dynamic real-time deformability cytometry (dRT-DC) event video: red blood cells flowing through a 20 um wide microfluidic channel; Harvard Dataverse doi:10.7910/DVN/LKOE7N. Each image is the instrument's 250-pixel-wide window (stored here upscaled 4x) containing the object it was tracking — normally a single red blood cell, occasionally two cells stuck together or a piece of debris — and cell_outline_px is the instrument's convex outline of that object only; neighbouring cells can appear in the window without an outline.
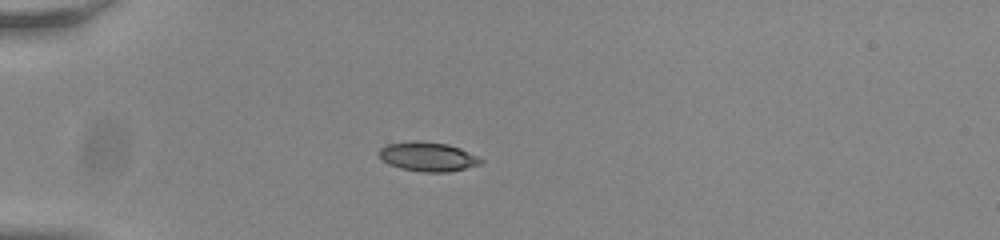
{"species": "common noctule bat (a hibernating species)", "species_latin": "Nyctalus noctula", "temperature_condition": "room temperature", "stored_images_in_passage": 40, "camera_frame_rate_fps": 3000, "um_per_image_px": 0.085, "animal": {"sex": "male", "body_mass_g": 20.0, "forearm_length_mm": 53.3}, "frame": {"image": 1, "passage_image": 1, "time_ms": 0.0, "image_size_px": [1000, 240], "cell_outline_px": [[484, 160], [480, 164], [448, 172], [420, 172], [400, 168], [388, 164], [380, 156], [380, 148], [388, 144], [412, 140], [420, 140], [448, 144], [460, 148]], "centroid_in_image_um": [36.35, 13.31], "position_along_channel_um": 48.6, "area_um2": 17.28}}
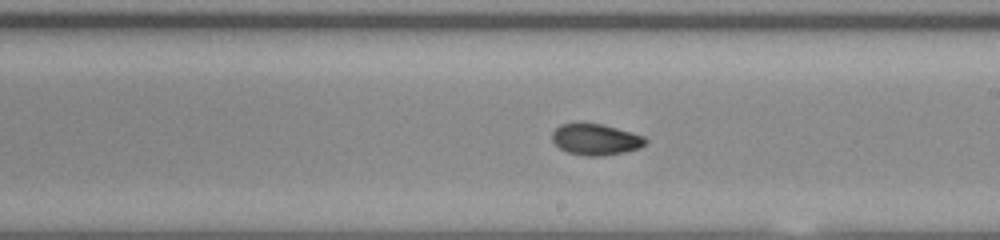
{"frame": {"image": 2, "passage_image": 18, "time_ms": 5.667, "image_size_px": [1000, 240], "cell_outline_px": [[648, 140], [640, 148], [624, 152], [600, 156], [584, 156], [568, 152], [560, 148], [552, 140], [552, 132], [560, 124], [604, 124], [632, 132], [644, 136]], "centroid_in_image_um": [50.65, 11.86], "position_along_channel_um": 238.3, "area_um2": 16.88}}
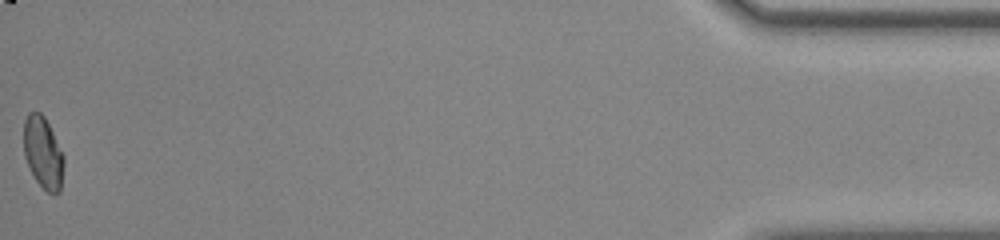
{"frame": {"image": 3, "passage_image": 40, "time_ms": 13.0, "image_size_px": [1000, 240], "cell_outline_px": [[64, 164], [60, 192], [48, 192], [36, 180], [24, 156], [24, 120], [28, 112], [40, 112], [44, 116], [64, 156]], "centroid_in_image_um": [3.66, 12.95], "position_along_channel_um": 431.5, "area_um2": 16.47}, "authors_computed_cell_mechanics": {"area_um2": 17.1955, "velocity_mm_per_s": 3.8073, "shape_relaxation_time_tau1_ms": 5.4932, "shape_relaxation_time_tau2_ms": 2.1043, "deformation_change_tau1": 0.1577, "deformation_change_tau2": 0.0476}}